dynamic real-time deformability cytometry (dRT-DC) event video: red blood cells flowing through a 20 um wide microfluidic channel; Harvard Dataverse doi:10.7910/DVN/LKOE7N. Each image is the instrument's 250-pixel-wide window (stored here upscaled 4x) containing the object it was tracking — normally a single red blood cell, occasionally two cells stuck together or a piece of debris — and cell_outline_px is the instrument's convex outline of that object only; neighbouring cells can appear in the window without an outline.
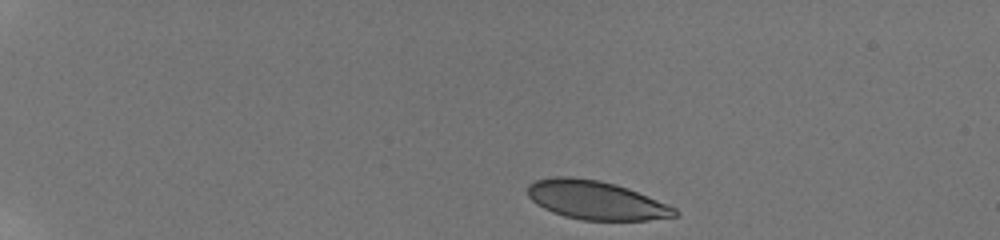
{"species": "human", "species_latin": "Homo sapiens", "temperature_condition": "room temperature", "stored_images_in_passage": 6, "camera_frame_rate_fps": 3000, "um_per_image_px": 0.085, "donor": {"sex": "male"}, "frame": {"image": 1, "passage_image": 1, "time_ms": 0.0, "image_size_px": [1000, 240], "cell_outline_px": [[680, 216], [648, 220], [580, 220], [564, 216], [552, 212], [536, 204], [528, 196], [528, 184], [536, 180], [552, 176], [568, 176], [600, 180], [616, 184], [628, 188], [668, 204], [676, 208], [680, 212]], "centroid_in_image_um": [50.67, 17.01], "position_along_channel_um": 34.3, "area_um2": 33.47}}
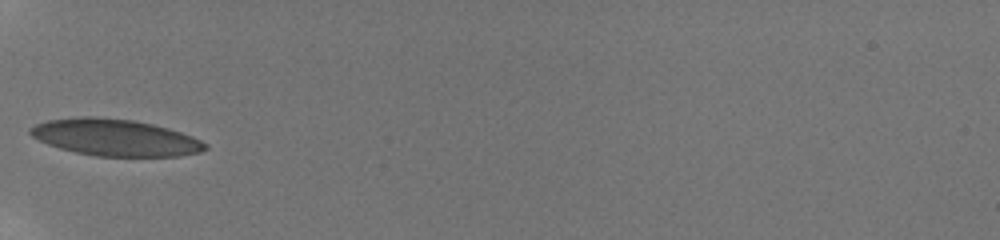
{"frame": {"image": 2, "passage_image": 4, "time_ms": 3.667, "image_size_px": [1000, 240], "cell_outline_px": [[208, 148], [200, 152], [180, 156], [96, 156], [76, 152], [60, 148], [48, 144], [32, 136], [28, 132], [28, 128], [36, 124], [48, 120], [84, 116], [92, 116], [132, 120], [152, 124], [168, 128], [192, 136], [208, 144]], "centroid_in_image_um": [9.79, 11.69], "position_along_channel_um": 75.2, "area_um2": 37.28}}
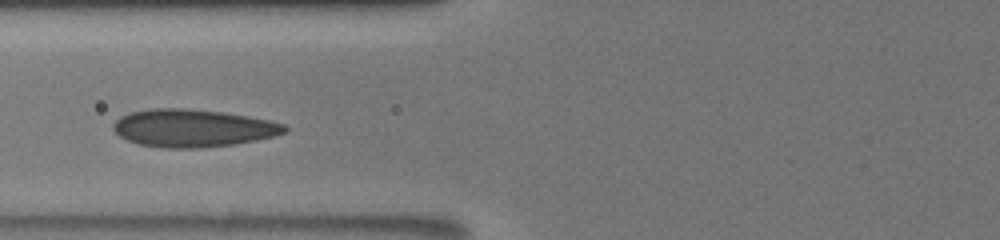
{"frame": {"image": 3, "passage_image": 5, "time_ms": 4.667, "image_size_px": [1000, 240], "cell_outline_px": [[288, 132], [276, 136], [256, 140], [232, 144], [200, 148], [164, 148], [140, 144], [128, 140], [120, 136], [112, 128], [112, 124], [120, 116], [128, 112], [152, 108], [188, 108], [224, 112], [248, 116], [268, 120], [284, 124], [288, 128]], "centroid_in_image_um": [16.39, 10.88], "position_along_channel_um": 109.4, "area_um2": 37.8}}